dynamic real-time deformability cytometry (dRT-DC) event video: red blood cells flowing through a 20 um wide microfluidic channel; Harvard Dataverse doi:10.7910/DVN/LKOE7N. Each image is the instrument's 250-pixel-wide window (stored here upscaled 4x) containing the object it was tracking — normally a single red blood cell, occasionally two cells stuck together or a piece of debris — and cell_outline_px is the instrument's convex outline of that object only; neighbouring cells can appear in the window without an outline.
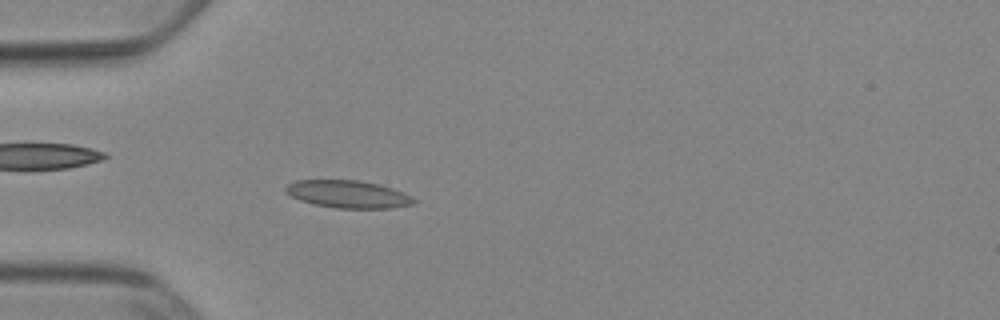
{"species": "Egyptian fruit bat (a non-hibernating species)", "species_latin": "Rousettus aegyptiacus", "temperature_condition": "cold", "stored_images_in_passage": 52, "camera_frame_rate_fps": 3000, "um_per_image_px": 0.085, "animal": {"sex": "female"}, "frame": {"image": 1, "passage_image": 15, "time_ms": 4.667, "image_size_px": [1000, 320], "cell_outline_px": [[416, 200], [412, 204], [392, 208], [336, 208], [316, 204], [300, 200], [284, 192], [284, 188], [288, 184], [296, 180], [360, 180], [380, 184], [404, 192], [412, 196]], "centroid_in_image_um": [29.59, 16.49], "position_along_channel_um": 55.4, "area_um2": 20.58}}
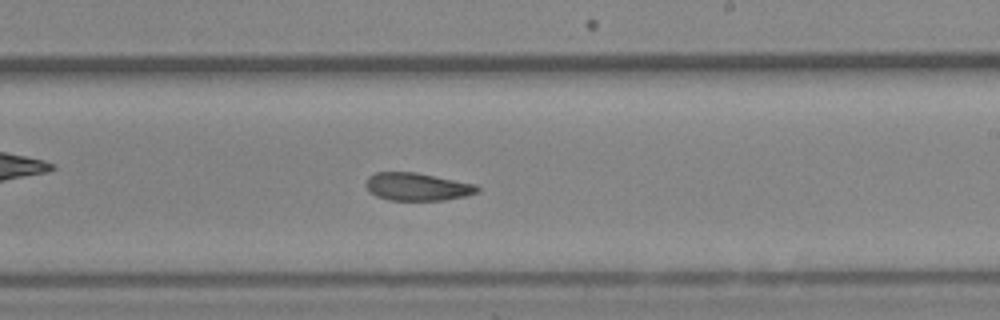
{"frame": {"image": 2, "passage_image": 31, "time_ms": 10.0, "image_size_px": [1000, 320], "cell_outline_px": [[480, 192], [464, 196], [444, 200], [388, 200], [376, 196], [364, 184], [368, 176], [376, 172], [416, 172], [476, 184], [480, 188]], "centroid_in_image_um": [35.47, 15.87], "position_along_channel_um": 253.5, "area_um2": 18.09}}
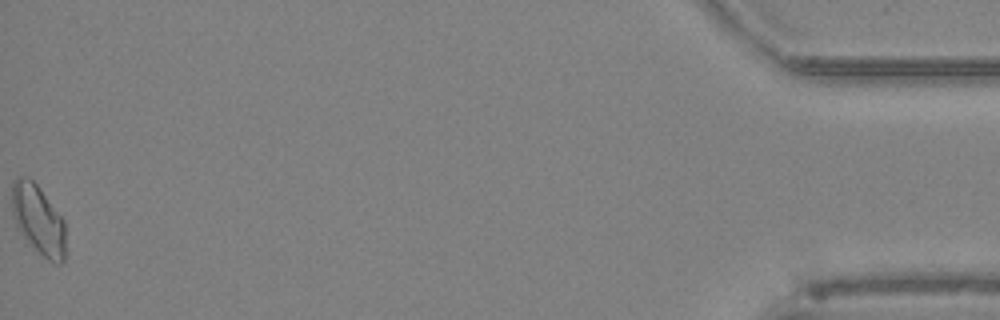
{"frame": {"image": 3, "passage_image": 52, "time_ms": 17.0, "image_size_px": [1000, 320], "cell_outline_px": [[64, 260], [60, 264], [48, 260], [20, 232], [16, 224], [12, 212], [12, 180], [16, 176], [28, 176], [36, 184], [64, 220]], "centroid_in_image_um": [3.23, 18.61], "position_along_channel_um": 432.0, "area_um2": 21.27}, "authors_computed_cell_mechanics": {"area_um2": 19.1318, "velocity_mm_per_s": 3.8906, "shape_relaxation_time_tau1_ms": null, "shape_relaxation_time_tau2_ms": 2.3388, "deformation_change_tau1": null, "deformation_change_tau2": 0.0728}}